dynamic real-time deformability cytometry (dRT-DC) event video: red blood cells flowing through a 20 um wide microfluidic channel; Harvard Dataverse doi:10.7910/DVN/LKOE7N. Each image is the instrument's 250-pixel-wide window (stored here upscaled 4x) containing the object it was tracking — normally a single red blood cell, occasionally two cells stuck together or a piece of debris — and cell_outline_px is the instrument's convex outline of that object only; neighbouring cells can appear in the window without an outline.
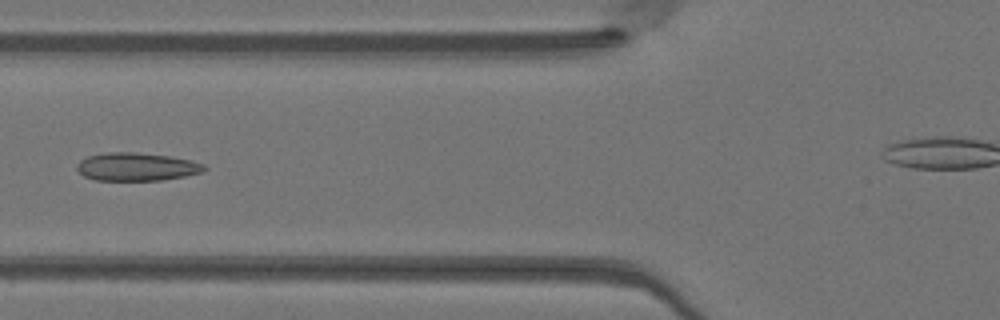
{"species": "Egyptian fruit bat (a non-hibernating species)", "species_latin": "Rousettus aegyptiacus", "temperature_condition": "warm", "stored_images_in_passage": 29, "camera_frame_rate_fps": 3000, "um_per_image_px": 0.085, "animal": {"sex": "female"}, "frame": {"image": 1, "passage_image": 5, "time_ms": 1.333, "image_size_px": [1000, 320], "cell_outline_px": [[208, 168], [204, 172], [184, 176], [160, 180], [96, 180], [84, 176], [76, 168], [76, 164], [80, 160], [88, 156], [104, 152], [136, 152], [168, 156], [192, 160], [204, 164]], "centroid_in_image_um": [11.62, 14.17], "position_along_channel_um": 114.2, "area_um2": 20.92}}
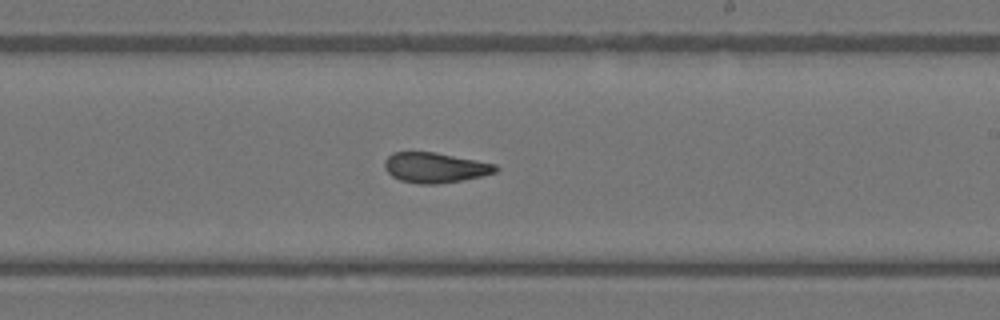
{"frame": {"image": 2, "passage_image": 15, "time_ms": 4.667, "image_size_px": [1000, 320], "cell_outline_px": [[500, 168], [496, 172], [464, 180], [436, 184], [420, 184], [400, 180], [392, 176], [384, 168], [384, 160], [392, 152], [436, 152], [496, 164]], "centroid_in_image_um": [36.97, 14.24], "position_along_channel_um": 252.0, "area_um2": 19.59}}
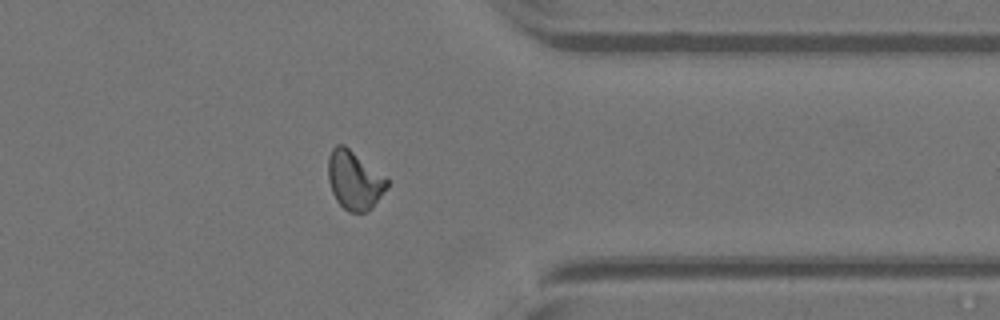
{"frame": {"image": 3, "passage_image": 25, "time_ms": 8.0, "image_size_px": [1000, 320], "cell_outline_px": [[388, 188], [372, 208], [368, 212], [348, 212], [336, 200], [332, 192], [328, 180], [328, 156], [332, 148], [336, 144], [344, 144], [388, 176]], "centroid_in_image_um": [30.15, 15.3], "position_along_channel_um": 381.2, "area_um2": 20.69}}